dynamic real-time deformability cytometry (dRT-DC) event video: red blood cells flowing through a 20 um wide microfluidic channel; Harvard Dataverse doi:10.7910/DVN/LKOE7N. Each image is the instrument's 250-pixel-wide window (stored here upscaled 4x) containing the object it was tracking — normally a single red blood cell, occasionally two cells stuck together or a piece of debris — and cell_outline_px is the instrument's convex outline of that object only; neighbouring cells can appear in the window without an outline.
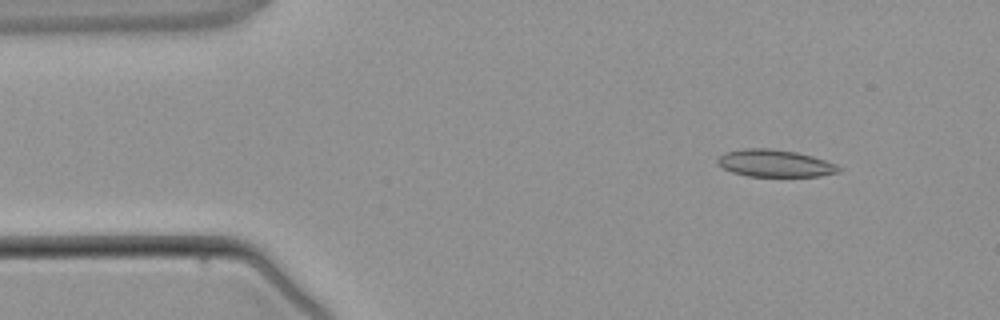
{"species": "common noctule bat (a hibernating species)", "species_latin": "Nyctalus noctula", "temperature_condition": "warm", "stored_images_in_passage": 4, "camera_frame_rate_fps": 3000, "um_per_image_px": 0.085, "animal": {"sex": "male", "body_mass_g": 21.5, "forearm_length_mm": 52.0}, "frame": {"image": 1, "passage_image": 2, "time_ms": 1.333, "image_size_px": [1000, 320], "cell_outline_px": [[844, 168], [840, 172], [820, 176], [748, 176], [732, 172], [724, 168], [716, 160], [724, 152], [744, 148], [768, 148], [796, 152], [812, 156], [836, 164]], "centroid_in_image_um": [65.9, 13.88], "position_along_channel_um": 19.1, "area_um2": 19.19}}
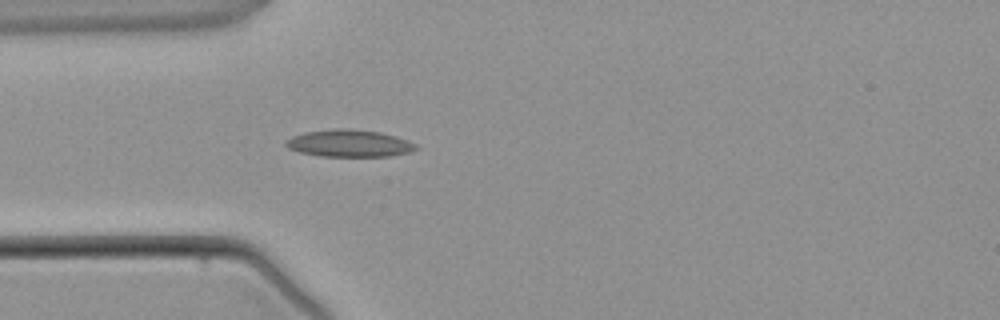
{"frame": {"image": 2, "passage_image": 4, "time_ms": 3.667, "image_size_px": [1000, 320], "cell_outline_px": [[420, 148], [408, 152], [392, 156], [320, 156], [300, 152], [288, 148], [284, 144], [284, 140], [292, 136], [304, 132], [332, 128], [348, 128], [380, 132], [396, 136], [408, 140], [416, 144]], "centroid_in_image_um": [29.67, 12.17], "position_along_channel_um": 55.3, "area_um2": 20.81}}